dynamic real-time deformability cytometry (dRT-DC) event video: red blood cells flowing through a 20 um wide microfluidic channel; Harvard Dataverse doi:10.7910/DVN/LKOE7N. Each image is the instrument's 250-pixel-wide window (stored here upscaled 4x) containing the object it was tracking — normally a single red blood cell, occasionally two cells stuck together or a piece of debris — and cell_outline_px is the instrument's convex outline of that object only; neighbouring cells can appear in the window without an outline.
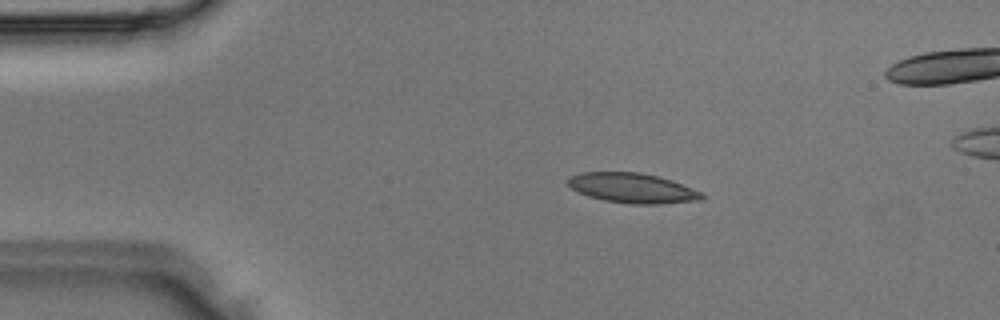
{"species": "Egyptian fruit bat (a non-hibernating species)", "species_latin": "Rousettus aegyptiacus", "temperature_condition": "room temperature", "stored_images_in_passage": 4, "camera_frame_rate_fps": 3000, "um_per_image_px": 0.085, "animal": {"sex": "male"}, "frame": {"image": 1, "passage_image": 2, "time_ms": 0.333, "image_size_px": [1000, 320], "cell_outline_px": [[704, 200], [660, 204], [632, 204], [604, 200], [588, 196], [572, 188], [568, 184], [568, 176], [580, 172], [640, 172], [672, 180], [704, 192]], "centroid_in_image_um": [53.8, 15.98], "position_along_channel_um": 31.2, "area_um2": 23.47}}